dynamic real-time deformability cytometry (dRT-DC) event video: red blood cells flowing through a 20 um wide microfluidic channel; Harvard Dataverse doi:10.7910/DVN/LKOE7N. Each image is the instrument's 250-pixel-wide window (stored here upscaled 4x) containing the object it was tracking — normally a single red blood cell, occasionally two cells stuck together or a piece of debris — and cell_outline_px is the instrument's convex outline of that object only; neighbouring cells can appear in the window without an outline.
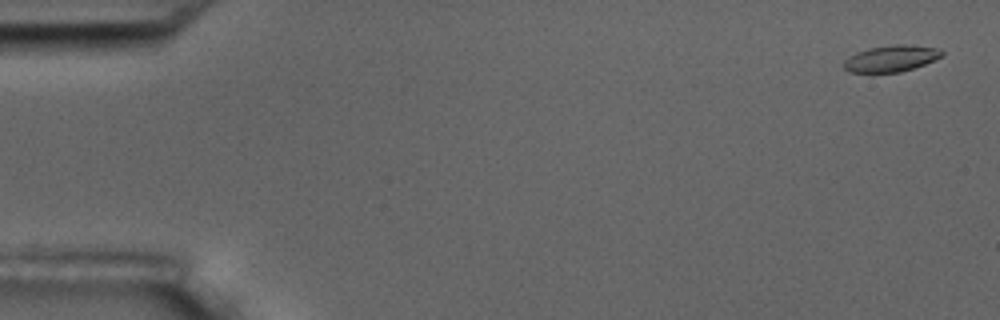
{"species": "common noctule bat (a hibernating species)", "species_latin": "Nyctalus noctula", "temperature_condition": "room temperature", "stored_images_in_passage": 16, "camera_frame_rate_fps": 3000, "um_per_image_px": 0.085, "animal": {"sex": "male", "body_mass_g": 17.5, "forearm_length_mm": 52.3}, "frame": {"image": 1, "passage_image": 2, "time_ms": 0.333, "image_size_px": [1000, 320], "cell_outline_px": [[944, 52], [940, 56], [924, 64], [900, 72], [848, 72], [844, 68], [844, 60], [848, 56], [856, 52], [868, 48], [896, 44], [904, 44], [936, 48]], "centroid_in_image_um": [75.68, 4.97], "position_along_channel_um": 9.3, "area_um2": 14.85}}
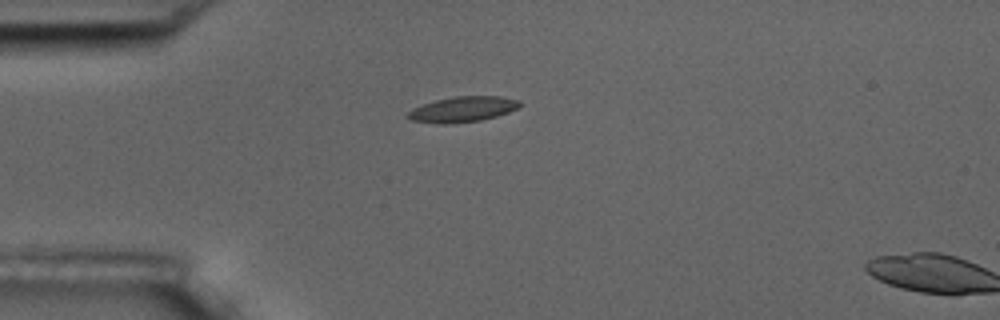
{"frame": {"image": 2, "passage_image": 15, "time_ms": 4.667, "image_size_px": [1000, 320], "cell_outline_px": [[520, 104], [516, 108], [508, 112], [496, 116], [480, 120], [448, 124], [440, 124], [412, 120], [404, 116], [412, 108], [436, 100], [456, 96], [504, 96], [520, 100]], "centroid_in_image_um": [39.31, 9.28], "position_along_channel_um": 45.7, "area_um2": 16.53}}